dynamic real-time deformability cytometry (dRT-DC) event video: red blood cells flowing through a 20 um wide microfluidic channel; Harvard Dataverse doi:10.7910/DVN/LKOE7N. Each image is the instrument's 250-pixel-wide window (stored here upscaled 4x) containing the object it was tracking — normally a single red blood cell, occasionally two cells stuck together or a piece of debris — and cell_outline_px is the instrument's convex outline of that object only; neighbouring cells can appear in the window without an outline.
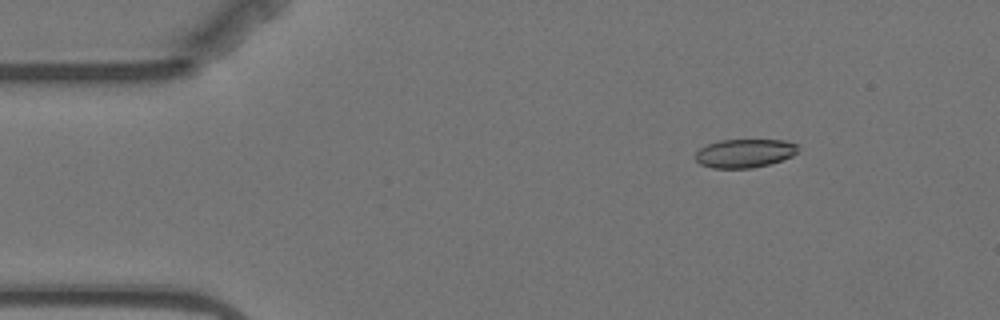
{"species": "Egyptian fruit bat (a non-hibernating species)", "species_latin": "Rousettus aegyptiacus", "temperature_condition": "warm", "stored_images_in_passage": 3, "camera_frame_rate_fps": 3000, "um_per_image_px": 0.085, "animal": {"sex": "female"}, "frame": {"image": 1, "passage_image": 1, "time_ms": 0.0, "image_size_px": [1000, 320], "cell_outline_px": [[796, 152], [792, 156], [768, 164], [752, 168], [712, 168], [700, 164], [696, 160], [696, 152], [700, 148], [708, 144], [720, 140], [784, 140], [796, 144]], "centroid_in_image_um": [63.25, 13.03], "position_along_channel_um": 21.7, "area_um2": 16.88}}